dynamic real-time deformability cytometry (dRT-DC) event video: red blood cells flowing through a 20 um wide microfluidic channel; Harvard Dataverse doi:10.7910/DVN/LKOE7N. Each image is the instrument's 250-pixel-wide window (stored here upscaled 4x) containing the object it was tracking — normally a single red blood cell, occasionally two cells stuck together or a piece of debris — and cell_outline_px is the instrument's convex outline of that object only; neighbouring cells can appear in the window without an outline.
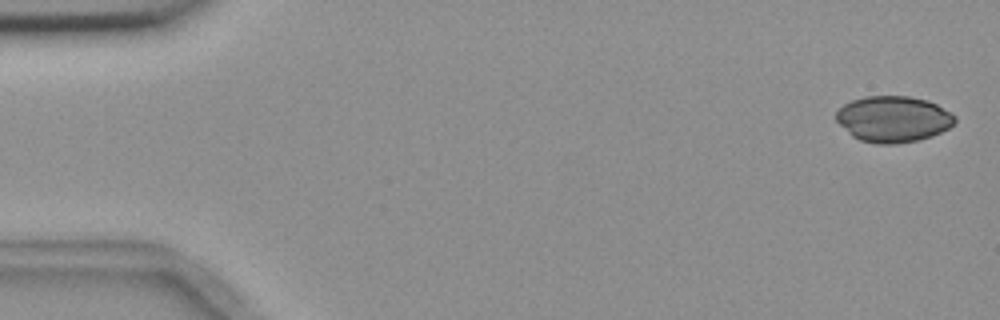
{"species": "common noctule bat (a hibernating species)", "species_latin": "Nyctalus noctula", "temperature_condition": "room temperature", "stored_images_in_passage": 4, "camera_frame_rate_fps": 3000, "um_per_image_px": 0.085, "animal": {"sex": "female", "body_mass_g": 18.4}, "frame": {"image": 1, "passage_image": 1, "time_ms": 0.0, "image_size_px": [1000, 320], "cell_outline_px": [[956, 120], [948, 128], [932, 136], [920, 140], [896, 144], [876, 144], [860, 140], [852, 136], [836, 120], [836, 112], [844, 104], [852, 100], [864, 96], [908, 96], [928, 100], [952, 112], [956, 116]], "centroid_in_image_um": [75.94, 10.12], "position_along_channel_um": 9.1, "area_um2": 32.02}}